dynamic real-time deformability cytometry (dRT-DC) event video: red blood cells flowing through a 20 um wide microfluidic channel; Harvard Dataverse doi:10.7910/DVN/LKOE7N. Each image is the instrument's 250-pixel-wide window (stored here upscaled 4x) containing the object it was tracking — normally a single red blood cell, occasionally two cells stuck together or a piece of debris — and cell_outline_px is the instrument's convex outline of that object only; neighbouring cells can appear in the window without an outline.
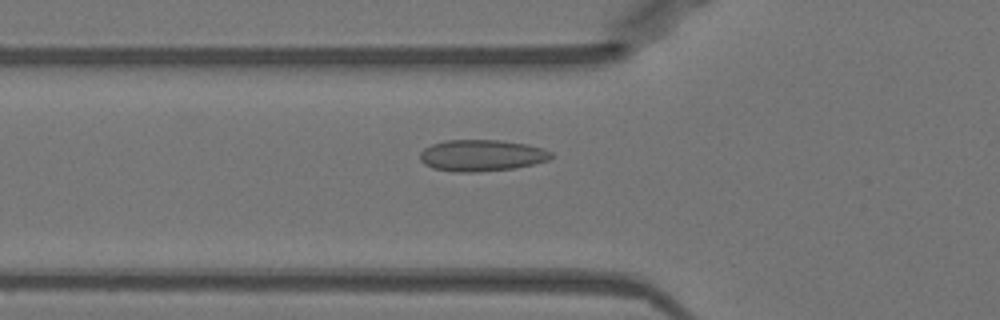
{"species": "Egyptian fruit bat (a non-hibernating species)", "species_latin": "Rousettus aegyptiacus", "temperature_condition": "warm", "stored_images_in_passage": 51, "camera_frame_rate_fps": 3000, "um_per_image_px": 0.085, "animal": {"sex": "female"}, "frame": {"image": 1, "passage_image": 18, "time_ms": 5.667, "image_size_px": [1000, 320], "cell_outline_px": [[552, 156], [548, 160], [516, 168], [472, 172], [456, 172], [432, 168], [424, 164], [420, 160], [420, 152], [424, 148], [432, 144], [444, 140], [500, 140], [528, 144], [544, 148], [552, 152]], "centroid_in_image_um": [40.93, 13.2], "position_along_channel_um": 84.9, "area_um2": 24.16}}
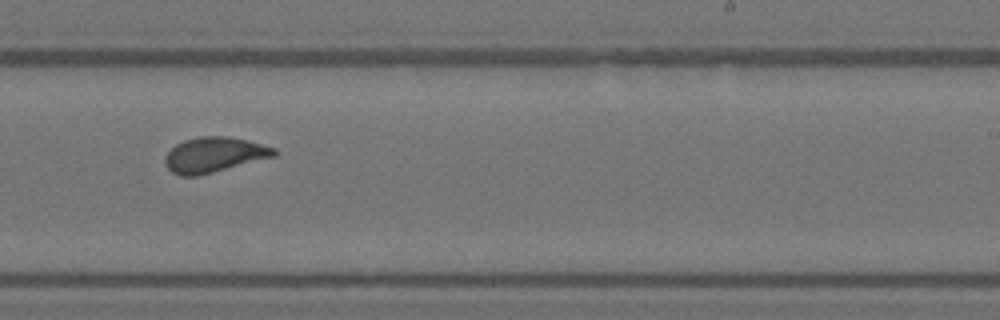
{"frame": {"image": 2, "passage_image": 32, "time_ms": 10.333, "image_size_px": [1000, 320], "cell_outline_px": [[276, 156], [196, 176], [180, 176], [172, 172], [164, 164], [164, 156], [176, 144], [184, 140], [200, 136], [228, 136], [248, 140], [276, 148]], "centroid_in_image_um": [18.19, 13.14], "position_along_channel_um": 270.8, "area_um2": 22.31}}
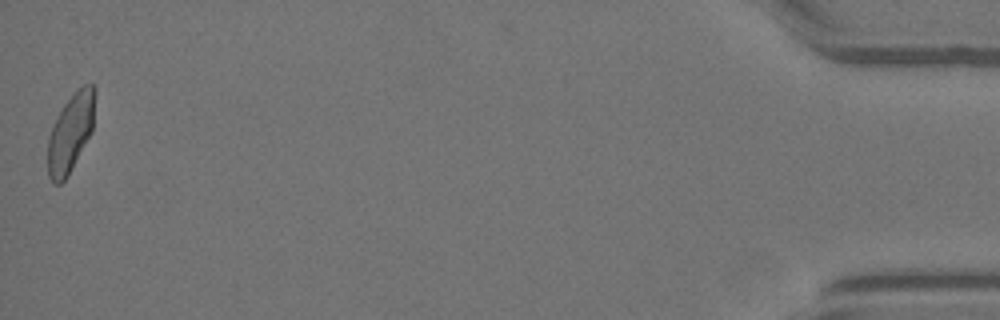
{"frame": {"image": 3, "passage_image": 51, "time_ms": 16.667, "image_size_px": [1000, 320], "cell_outline_px": [[96, 92], [92, 132], [64, 180], [60, 184], [52, 184], [48, 176], [48, 136], [64, 104], [84, 84], [92, 84], [96, 88]], "centroid_in_image_um": [6.01, 11.28], "position_along_channel_um": 429.2, "area_um2": 21.1}, "authors_computed_cell_mechanics": {"area_um2": 22.3686, "velocity_mm_per_s": 3.9779, "shape_relaxation_time_tau1_ms": 7.6466, "shape_relaxation_time_tau2_ms": 0.5557, "deformation_change_tau1": 0.1638, "deformation_change_tau2": 0.0514}}